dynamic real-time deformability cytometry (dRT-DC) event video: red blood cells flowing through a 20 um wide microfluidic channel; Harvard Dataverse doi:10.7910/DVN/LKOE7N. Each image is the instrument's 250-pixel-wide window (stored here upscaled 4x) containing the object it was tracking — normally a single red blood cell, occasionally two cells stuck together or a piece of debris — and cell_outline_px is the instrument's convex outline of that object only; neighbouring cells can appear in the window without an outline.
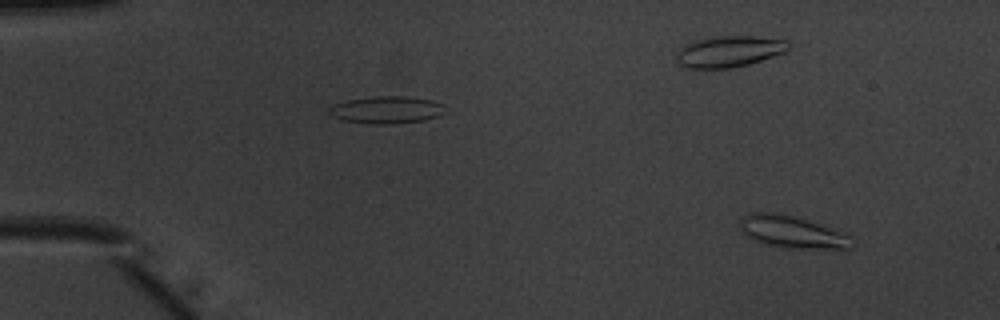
{"species": "common noctule bat (a hibernating species)", "species_latin": "Nyctalus noctula", "temperature_condition": "warm", "stored_images_in_passage": 52, "camera_frame_rate_fps": 3000, "um_per_image_px": 0.085, "animal": {"sex": "male", "body_mass_g": 20.1, "forearm_length_mm": 53.5}, "frame": {"image": 1, "passage_image": 5, "time_ms": 1.333, "image_size_px": [1000, 320], "cell_outline_px": [[856, 244], [848, 248], [804, 248], [768, 244], [752, 240], [740, 228], [740, 220], [744, 216], [752, 212], [772, 212], [792, 216], [844, 232]], "centroid_in_image_um": [67.32, 19.7], "position_along_channel_um": 17.7, "area_um2": 20.29}}
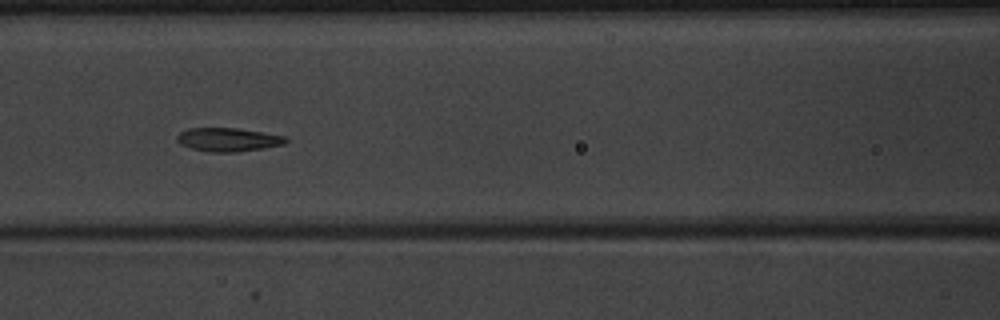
{"frame": {"image": 2, "passage_image": 24, "time_ms": 7.667, "image_size_px": [1000, 320], "cell_outline_px": [[288, 140], [284, 144], [264, 148], [236, 152], [212, 152], [192, 148], [180, 144], [176, 140], [176, 136], [180, 132], [188, 128], [236, 128], [288, 136]], "centroid_in_image_um": [19.4, 11.86], "position_along_channel_um": 147.2, "area_um2": 14.97}}
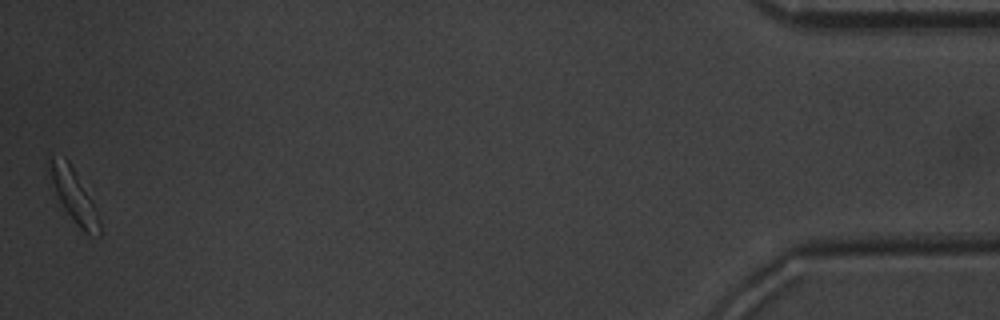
{"frame": {"image": 3, "passage_image": 52, "time_ms": 17.0, "image_size_px": [1000, 320], "cell_outline_px": [[100, 236], [88, 236], [72, 220], [64, 208], [56, 192], [52, 180], [48, 164], [48, 152], [64, 156], [68, 160], [88, 196], [100, 220]], "centroid_in_image_um": [6.24, 16.59], "position_along_channel_um": 429.0, "area_um2": 14.97}, "authors_computed_cell_mechanics": {"area_um2": 15.0858, "velocity_mm_per_s": 3.9211, "shape_relaxation_time_tau1_ms": 2.6185, "shape_relaxation_time_tau2_ms": 2.2096, "deformation_change_tau1": 0.119, "deformation_change_tau2": 0.0722}}